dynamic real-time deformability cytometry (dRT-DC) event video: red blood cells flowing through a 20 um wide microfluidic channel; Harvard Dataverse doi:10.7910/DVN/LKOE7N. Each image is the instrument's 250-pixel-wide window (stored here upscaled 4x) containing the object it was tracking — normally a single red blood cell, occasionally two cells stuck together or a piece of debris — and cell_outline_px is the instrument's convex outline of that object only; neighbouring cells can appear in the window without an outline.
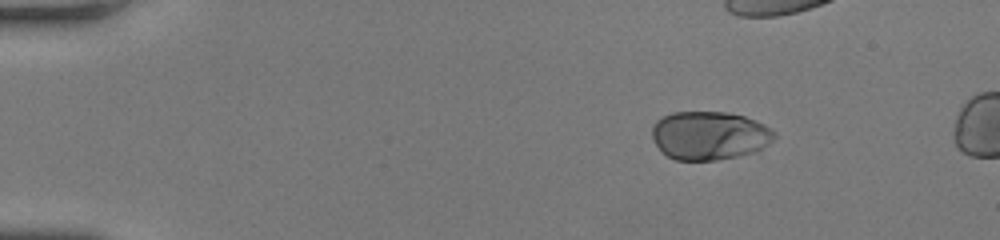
{"species": "human", "species_latin": "Homo sapiens", "temperature_condition": "room temperature", "stored_images_in_passage": 36, "camera_frame_rate_fps": 3000, "um_per_image_px": 0.085, "donor": {"sex": "female"}, "frame": {"image": 1, "passage_image": 1, "time_ms": 0.0, "image_size_px": [1000, 240], "cell_outline_px": [[776, 136], [760, 152], [716, 160], [676, 160], [668, 156], [656, 144], [652, 136], [652, 128], [656, 120], [672, 112], [728, 112], [744, 116], [756, 120], [772, 128], [776, 132]], "centroid_in_image_um": [60.35, 11.52], "position_along_channel_um": 24.6, "area_um2": 34.85}}
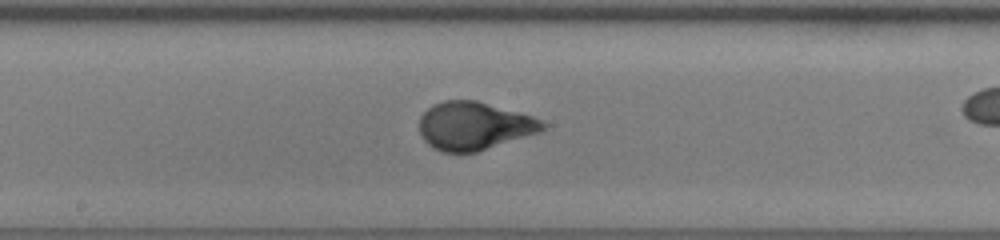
{"frame": {"image": 2, "passage_image": 22, "time_ms": 7.0, "image_size_px": [1000, 240], "cell_outline_px": [[548, 128], [540, 132], [476, 152], [444, 152], [432, 148], [424, 140], [420, 132], [420, 116], [432, 104], [444, 100], [476, 100], [520, 112], [544, 120], [548, 124]], "centroid_in_image_um": [40.33, 10.69], "position_along_channel_um": 207.9, "area_um2": 34.74}}
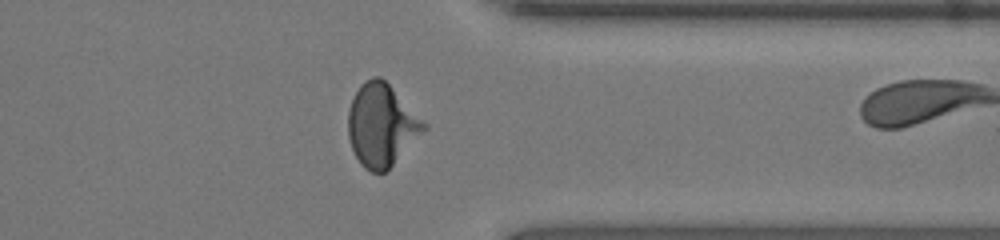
{"frame": {"image": 3, "passage_image": 35, "time_ms": 11.333, "image_size_px": [1000, 240], "cell_outline_px": [[428, 128], [384, 172], [372, 172], [364, 168], [360, 164], [352, 148], [348, 136], [348, 112], [352, 100], [360, 84], [372, 76], [380, 76], [428, 124]], "centroid_in_image_um": [32.42, 10.62], "position_along_channel_um": 379.0, "area_um2": 35.95}}